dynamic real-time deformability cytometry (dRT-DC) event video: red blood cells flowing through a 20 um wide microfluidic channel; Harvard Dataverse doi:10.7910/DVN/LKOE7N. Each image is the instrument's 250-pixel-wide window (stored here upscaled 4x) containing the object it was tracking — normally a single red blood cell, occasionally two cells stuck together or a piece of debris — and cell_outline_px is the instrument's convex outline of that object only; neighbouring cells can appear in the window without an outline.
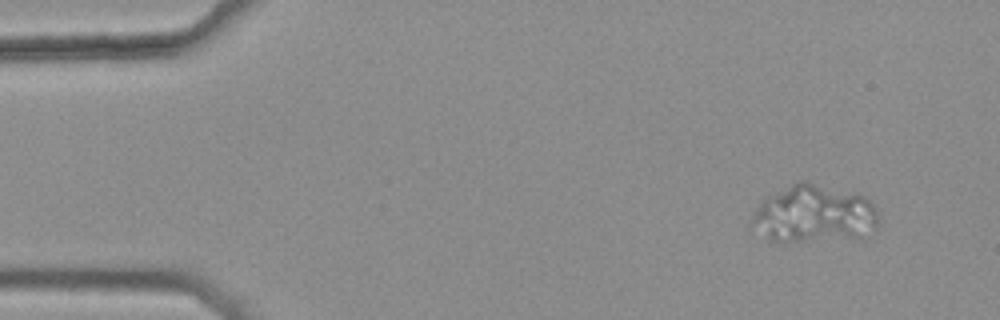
{"species": "common noctule bat (a hibernating species)", "species_latin": "Nyctalus noctula", "temperature_condition": "warm", "stored_images_in_passage": 3, "camera_frame_rate_fps": 3000, "um_per_image_px": 0.085, "animal": {"sex": "female", "body_mass_g": 25.1}, "frame": {"image": 1, "passage_image": 1, "time_ms": 0.0, "image_size_px": [1000, 320], "cell_outline_px": [[880, 224], [876, 228], [860, 240], [784, 244], [772, 240], [752, 224], [752, 216], [756, 208], [764, 196], [800, 180], [804, 180], [864, 196], [872, 204], [880, 220]], "centroid_in_image_um": [69.23, 18.25], "position_along_channel_um": 15.8, "area_um2": 43.75}}